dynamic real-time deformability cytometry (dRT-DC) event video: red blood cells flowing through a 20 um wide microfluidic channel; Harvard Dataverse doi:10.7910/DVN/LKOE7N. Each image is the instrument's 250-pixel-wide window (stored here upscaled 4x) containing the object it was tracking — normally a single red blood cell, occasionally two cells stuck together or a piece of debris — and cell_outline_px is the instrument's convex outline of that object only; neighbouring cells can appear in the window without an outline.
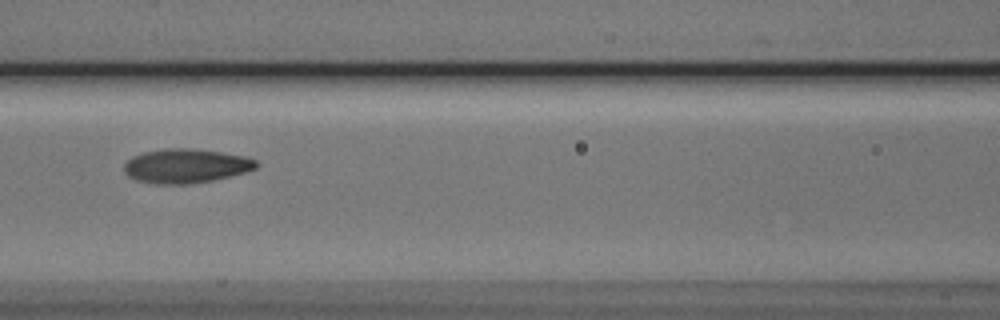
{"species": "Egyptian fruit bat (a non-hibernating species)", "species_latin": "Rousettus aegyptiacus", "temperature_condition": "cold", "stored_images_in_passage": 7, "camera_frame_rate_fps": 3000, "um_per_image_px": 0.085, "animal": {"sex": "male"}, "frame": {"image": 1, "passage_image": 4, "time_ms": 3.667, "image_size_px": [1000, 320], "cell_outline_px": [[256, 168], [244, 172], [212, 180], [192, 184], [156, 184], [136, 180], [128, 176], [124, 172], [124, 164], [132, 156], [144, 152], [168, 148], [192, 148], [220, 152], [244, 156], [256, 160]], "centroid_in_image_um": [15.75, 14.1], "position_along_channel_um": 150.8, "area_um2": 26.18}}
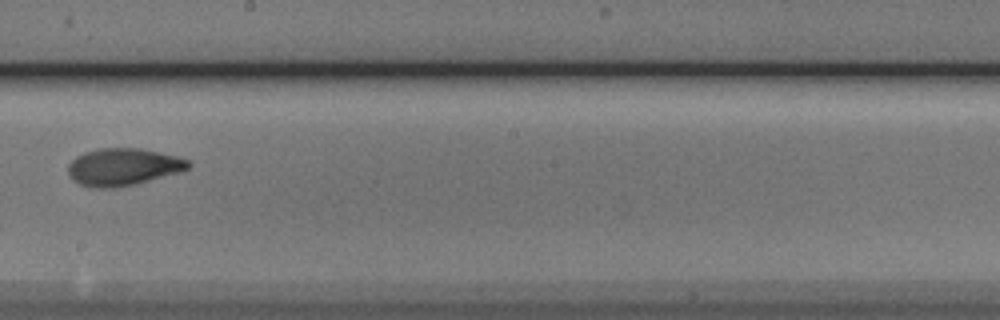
{"frame": {"image": 2, "passage_image": 6, "time_ms": 6.0, "image_size_px": [1000, 320], "cell_outline_px": [[192, 164], [188, 168], [180, 172], [136, 184], [116, 188], [88, 188], [80, 184], [68, 172], [68, 164], [76, 156], [84, 152], [100, 148], [140, 148], [176, 156], [188, 160]], "centroid_in_image_um": [10.46, 14.19], "position_along_channel_um": 237.7, "area_um2": 26.13}}
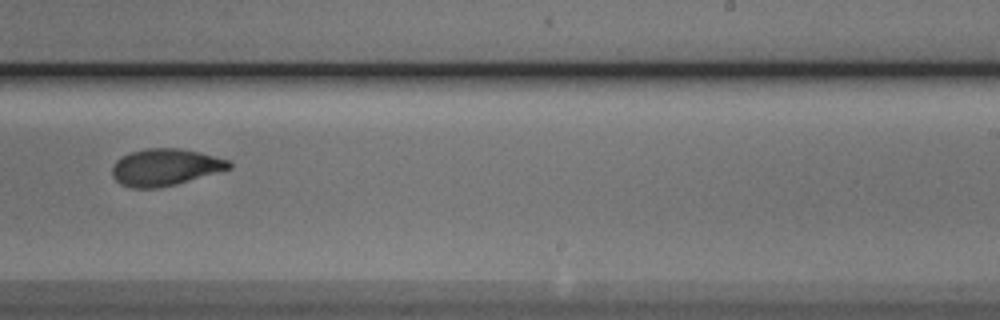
{"frame": {"image": 3, "passage_image": 7, "time_ms": 7.0, "image_size_px": [1000, 320], "cell_outline_px": [[232, 168], [176, 184], [156, 188], [128, 188], [120, 184], [112, 176], [112, 164], [116, 160], [132, 152], [144, 148], [180, 148], [200, 152], [228, 160], [232, 164]], "centroid_in_image_um": [14.02, 14.21], "position_along_channel_um": 275.0, "area_um2": 25.14}}